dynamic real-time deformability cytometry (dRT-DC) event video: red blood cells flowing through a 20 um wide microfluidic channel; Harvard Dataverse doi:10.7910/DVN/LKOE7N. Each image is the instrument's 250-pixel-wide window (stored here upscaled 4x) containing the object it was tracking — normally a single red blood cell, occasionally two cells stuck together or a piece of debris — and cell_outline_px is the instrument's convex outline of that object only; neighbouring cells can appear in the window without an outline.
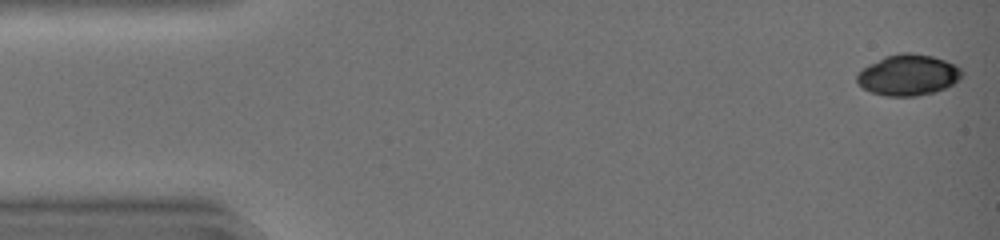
{"species": "common noctule bat (a hibernating species)", "species_latin": "Nyctalus noctula", "temperature_condition": "warm", "stored_images_in_passage": 33, "camera_frame_rate_fps": 3000, "um_per_image_px": 0.085, "animal": {"sex": "female", "body_mass_g": 19.0, "forearm_length_mm": 51.5}, "frame": {"image": 1, "passage_image": 1, "time_ms": 0.0, "image_size_px": [1000, 240], "cell_outline_px": [[964, 72], [952, 84], [944, 88], [932, 92], [916, 96], [888, 96], [872, 92], [864, 88], [856, 80], [856, 76], [868, 64], [884, 56], [900, 52], [908, 52], [932, 56], [956, 64]], "centroid_in_image_um": [77.19, 6.35], "position_along_channel_um": 7.8, "area_um2": 24.8}}
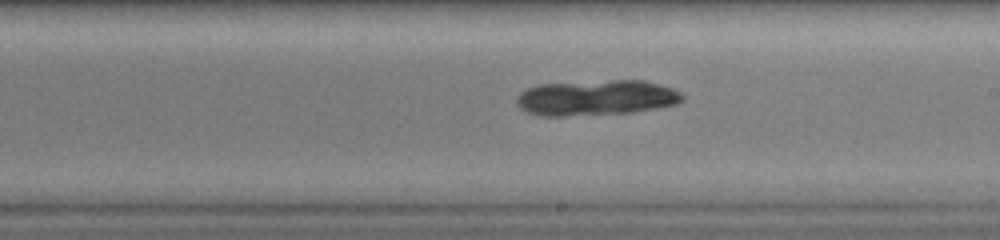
{"frame": {"image": 2, "passage_image": 26, "time_ms": 8.333, "image_size_px": [1000, 240], "cell_outline_px": [[684, 100], [676, 104], [636, 112], [564, 116], [540, 116], [528, 112], [520, 108], [516, 104], [516, 96], [520, 92], [536, 84], [612, 80], [644, 80], [660, 84], [672, 88], [680, 92], [684, 96]], "centroid_in_image_um": [50.67, 8.3], "position_along_channel_um": 238.3, "area_um2": 34.56}}
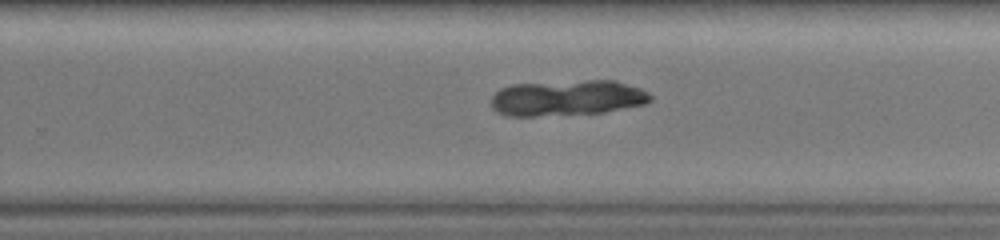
{"frame": {"image": 3, "passage_image": 29, "time_ms": 9.333, "image_size_px": [1000, 240], "cell_outline_px": [[652, 100], [648, 104], [604, 112], [536, 116], [504, 116], [496, 112], [492, 108], [492, 96], [500, 88], [512, 84], [588, 80], [616, 80], [640, 88], [648, 92], [652, 96]], "centroid_in_image_um": [48.23, 8.32], "position_along_channel_um": 281.6, "area_um2": 33.41}}